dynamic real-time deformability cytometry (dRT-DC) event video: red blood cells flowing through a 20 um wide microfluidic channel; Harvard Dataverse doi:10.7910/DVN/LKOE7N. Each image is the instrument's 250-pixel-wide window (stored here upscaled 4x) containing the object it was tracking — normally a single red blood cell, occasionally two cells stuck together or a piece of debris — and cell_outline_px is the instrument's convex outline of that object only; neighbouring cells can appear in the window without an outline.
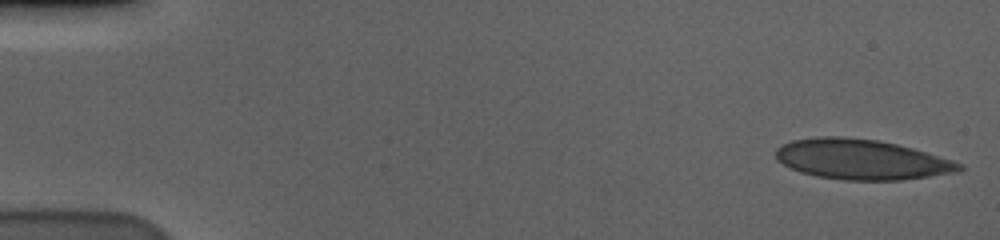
{"species": "human", "species_latin": "Homo sapiens", "temperature_condition": "cold", "stored_images_in_passage": 56, "camera_frame_rate_fps": 3000, "um_per_image_px": 0.085, "donor": {"sex": "male"}, "frame": {"image": 1, "passage_image": 1, "time_ms": 0.0, "image_size_px": [1000, 240], "cell_outline_px": [[964, 168], [956, 172], [900, 180], [844, 180], [816, 176], [800, 172], [776, 160], [776, 148], [780, 144], [792, 140], [820, 136], [840, 136], [876, 140], [896, 144], [912, 148], [952, 160], [964, 164]], "centroid_in_image_um": [73.19, 13.55], "position_along_channel_um": 11.8, "area_um2": 42.83}}
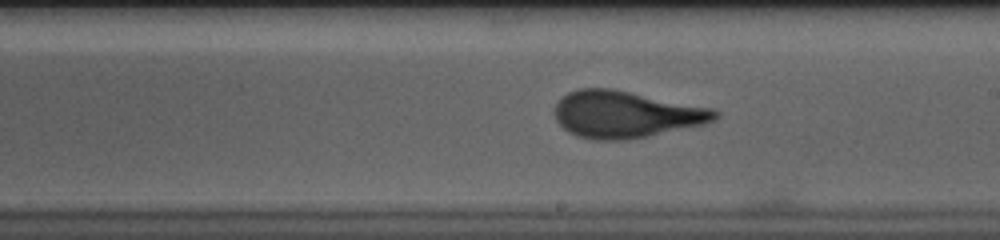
{"frame": {"image": 2, "passage_image": 32, "time_ms": 10.333, "image_size_px": [1000, 240], "cell_outline_px": [[720, 116], [716, 120], [704, 124], [648, 136], [628, 140], [592, 140], [576, 136], [568, 132], [556, 120], [552, 112], [556, 104], [568, 92], [580, 88], [612, 88], [712, 108], [720, 112]], "centroid_in_image_um": [53.18, 9.73], "position_along_channel_um": 235.8, "area_um2": 43.99}}
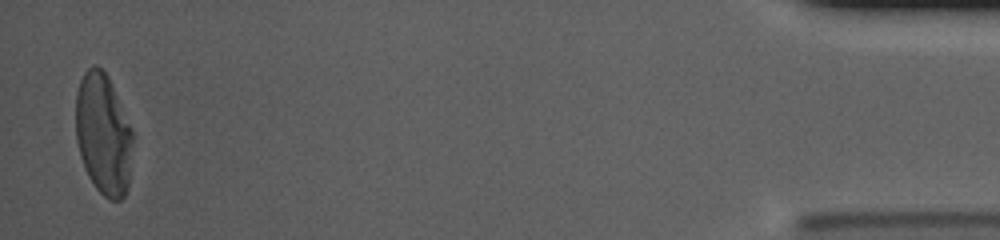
{"frame": {"image": 3, "passage_image": 55, "time_ms": 18.0, "image_size_px": [1000, 240], "cell_outline_px": [[132, 140], [128, 188], [124, 196], [120, 200], [108, 200], [96, 188], [88, 176], [84, 168], [80, 156], [76, 140], [76, 92], [80, 80], [84, 72], [92, 64], [96, 64], [108, 76], [132, 128]], "centroid_in_image_um": [8.76, 11.4], "position_along_channel_um": 426.4, "area_um2": 40.4}, "authors_computed_cell_mechanics": {"area_um2": 43.1188, "velocity_mm_per_s": 3.5869, "shape_relaxation_time_tau1_ms": 6.0736, "shape_relaxation_time_tau2_ms": 0.8881, "deformation_change_tau1": 0.2031, "deformation_change_tau2": 0.0808}}